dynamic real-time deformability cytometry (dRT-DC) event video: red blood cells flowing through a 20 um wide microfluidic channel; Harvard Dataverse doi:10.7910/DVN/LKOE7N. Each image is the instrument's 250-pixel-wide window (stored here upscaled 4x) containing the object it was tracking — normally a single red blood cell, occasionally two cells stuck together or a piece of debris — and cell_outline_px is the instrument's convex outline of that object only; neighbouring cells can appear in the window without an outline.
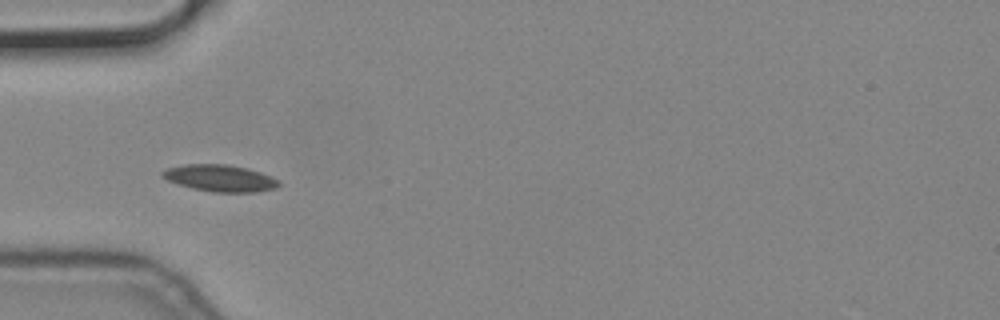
{"species": "common noctule bat (a hibernating species)", "species_latin": "Nyctalus noctula", "temperature_condition": "cold", "stored_images_in_passage": 41, "camera_frame_rate_fps": 3000, "um_per_image_px": 0.085, "animal": {"sex": "male", "body_mass_g": 19.2, "forearm_length_mm": 51.8}, "frame": {"image": 1, "passage_image": 1, "time_ms": 0.0, "image_size_px": [1000, 320], "cell_outline_px": [[280, 184], [276, 188], [256, 192], [212, 192], [192, 188], [168, 180], [160, 176], [160, 172], [168, 168], [184, 164], [228, 164], [260, 172], [272, 176], [280, 180]], "centroid_in_image_um": [18.71, 15.14], "position_along_channel_um": 66.3, "area_um2": 18.15}}
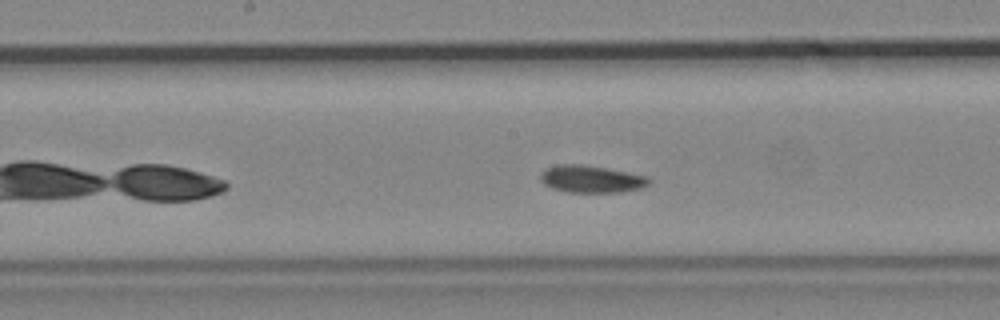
{"frame": {"image": 2, "passage_image": 12, "time_ms": 3.667, "image_size_px": [1000, 320], "cell_outline_px": [[652, 180], [648, 184], [640, 188], [620, 192], [568, 192], [552, 188], [544, 184], [540, 180], [540, 172], [544, 168], [556, 164], [580, 164], [608, 168], [648, 176]], "centroid_in_image_um": [50.23, 15.2], "position_along_channel_um": 198.0, "area_um2": 17.4}}
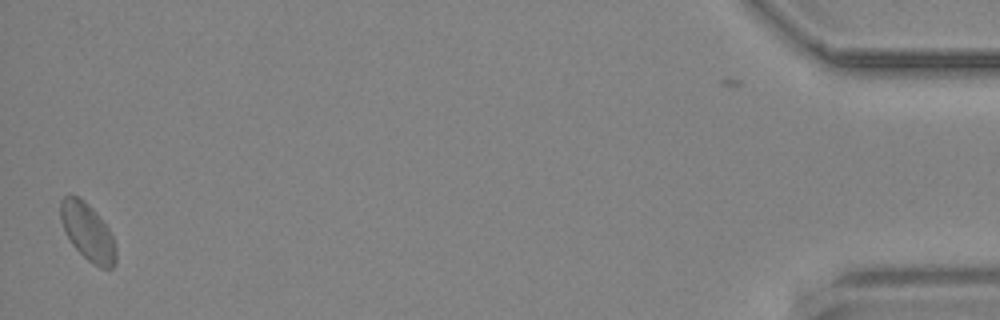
{"frame": {"image": 3, "passage_image": 39, "time_ms": 12.667, "image_size_px": [1000, 320], "cell_outline_px": [[116, 264], [112, 268], [100, 268], [92, 264], [72, 244], [60, 220], [60, 200], [64, 196], [76, 196], [84, 200], [92, 208], [108, 228], [112, 236], [116, 248]], "centroid_in_image_um": [7.46, 19.73], "position_along_channel_um": 427.7, "area_um2": 18.26}}